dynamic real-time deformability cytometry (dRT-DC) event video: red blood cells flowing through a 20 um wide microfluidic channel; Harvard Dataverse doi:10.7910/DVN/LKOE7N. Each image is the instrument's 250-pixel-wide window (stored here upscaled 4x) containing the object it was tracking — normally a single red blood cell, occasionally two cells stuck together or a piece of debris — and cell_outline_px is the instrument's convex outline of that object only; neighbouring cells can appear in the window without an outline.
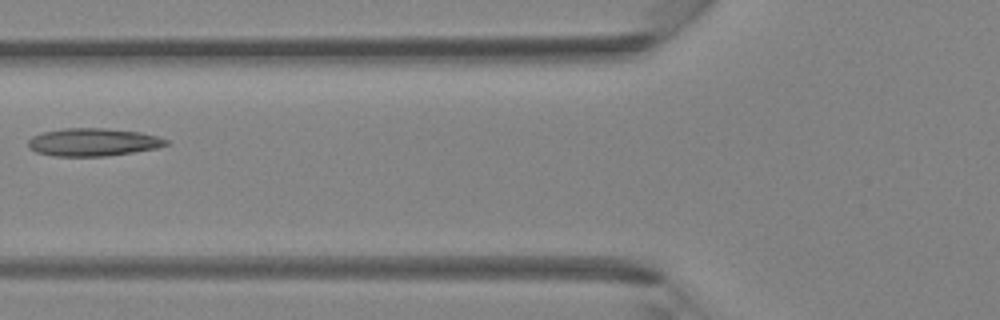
{"species": "Egyptian fruit bat (a non-hibernating species)", "species_latin": "Rousettus aegyptiacus", "temperature_condition": "room temperature", "stored_images_in_passage": 4, "camera_frame_rate_fps": 3000, "um_per_image_px": 0.085, "animal": {"sex": "female"}, "frame": {"image": 1, "passage_image": 4, "time_ms": 3.333, "image_size_px": [1000, 320], "cell_outline_px": [[168, 144], [156, 148], [132, 152], [104, 156], [52, 156], [36, 152], [28, 148], [28, 140], [32, 136], [44, 132], [64, 128], [104, 128], [140, 132], [156, 136], [168, 140]], "centroid_in_image_um": [7.87, 12.08], "position_along_channel_um": 117.9, "area_um2": 22.25}}